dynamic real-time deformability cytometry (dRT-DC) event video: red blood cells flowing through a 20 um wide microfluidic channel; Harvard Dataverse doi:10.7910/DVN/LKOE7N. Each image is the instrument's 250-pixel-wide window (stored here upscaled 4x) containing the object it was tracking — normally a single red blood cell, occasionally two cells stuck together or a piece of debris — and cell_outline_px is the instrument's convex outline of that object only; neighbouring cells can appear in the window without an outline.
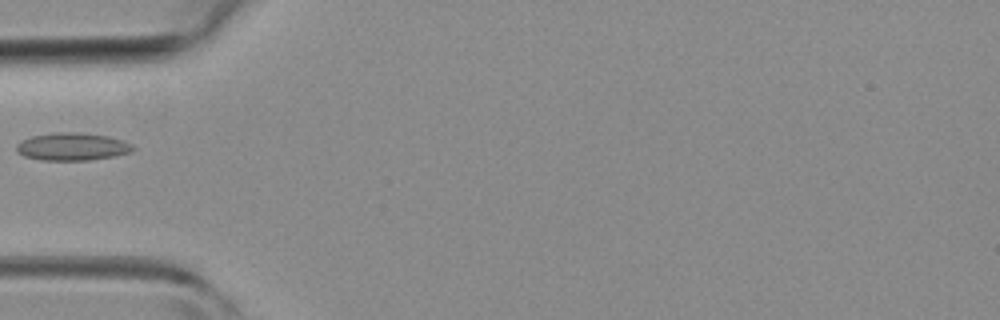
{"species": "common noctule bat (a hibernating species)", "species_latin": "Nyctalus noctula", "temperature_condition": "room temperature", "stored_images_in_passage": 2, "camera_frame_rate_fps": 3000, "um_per_image_px": 0.085, "animal": {"sex": "female", "body_mass_g": 19.3, "forearm_length_mm": 54.1}, "frame": {"image": 1, "passage_image": 2, "time_ms": 1.0, "image_size_px": [1000, 320], "cell_outline_px": [[136, 148], [128, 152], [116, 156], [88, 160], [40, 160], [24, 156], [16, 148], [16, 144], [20, 140], [32, 136], [56, 132], [76, 132], [108, 136], [124, 140], [132, 144]], "centroid_in_image_um": [6.15, 12.46], "position_along_channel_um": 78.9, "area_um2": 18.79}}